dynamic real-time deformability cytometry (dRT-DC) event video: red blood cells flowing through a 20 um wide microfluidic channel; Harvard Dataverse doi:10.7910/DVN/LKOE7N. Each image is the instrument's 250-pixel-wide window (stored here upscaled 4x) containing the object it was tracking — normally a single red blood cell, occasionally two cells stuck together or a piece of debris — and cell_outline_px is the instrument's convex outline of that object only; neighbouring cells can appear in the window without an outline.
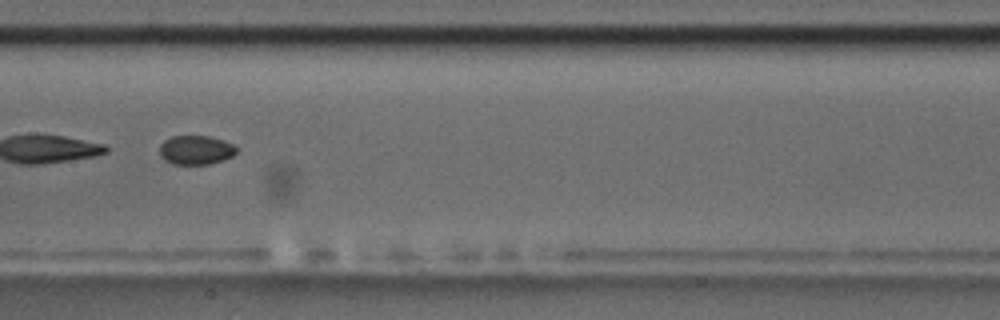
{"species": "common noctule bat (a hibernating species)", "species_latin": "Nyctalus noctula", "temperature_condition": "room temperature", "stored_images_in_passage": 14, "segment_of_instrument_passage": [2, 2], "camera_frame_rate_fps": 3000, "um_per_image_px": 0.085, "animal": {"sex": "male", "body_mass_g": 17.5, "forearm_length_mm": 52.3}, "frame": {"image": 1, "passage_image": 7, "time_ms": 2.0, "image_size_px": [1000, 320], "cell_outline_px": [[236, 152], [232, 156], [224, 160], [208, 164], [172, 164], [164, 160], [160, 156], [160, 144], [164, 140], [172, 136], [208, 136], [224, 140], [232, 144], [236, 148]], "centroid_in_image_um": [16.62, 12.75], "position_along_channel_um": 190.8, "area_um2": 13.06}}
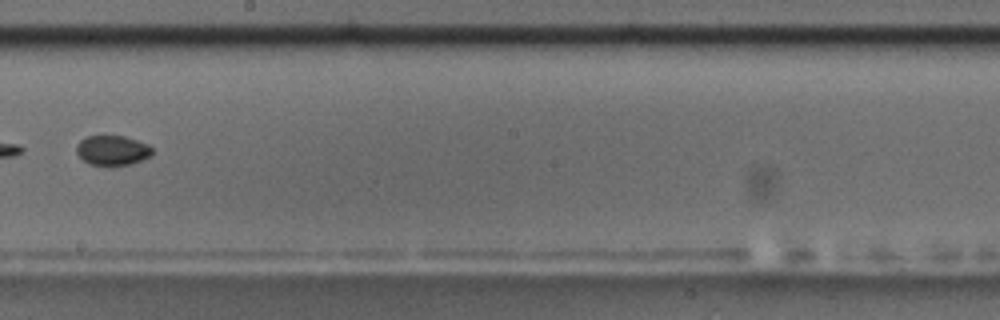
{"frame": {"image": 2, "passage_image": 8, "time_ms": 2.333, "image_size_px": [1000, 320], "cell_outline_px": [[152, 156], [132, 164], [88, 164], [76, 152], [76, 144], [80, 140], [88, 136], [124, 136], [148, 144], [152, 148]], "centroid_in_image_um": [9.57, 12.76], "position_along_channel_um": 238.6, "area_um2": 13.01}}